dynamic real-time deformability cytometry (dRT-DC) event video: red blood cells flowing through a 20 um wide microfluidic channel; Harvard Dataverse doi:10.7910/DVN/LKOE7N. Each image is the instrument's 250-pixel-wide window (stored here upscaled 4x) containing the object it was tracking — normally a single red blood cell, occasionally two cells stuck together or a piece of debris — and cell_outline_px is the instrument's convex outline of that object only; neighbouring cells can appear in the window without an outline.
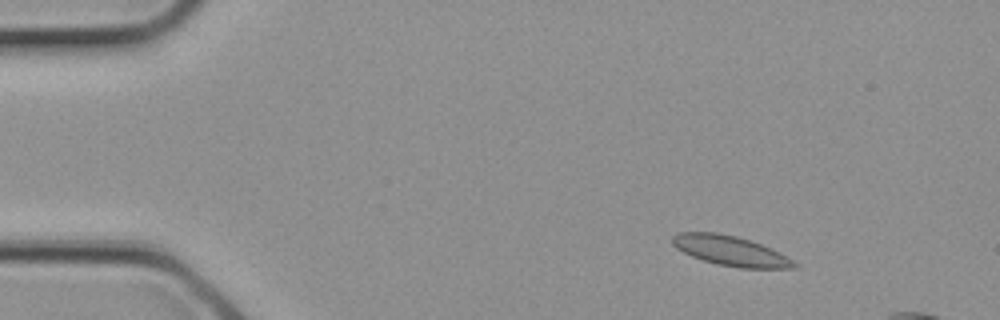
{"species": "common noctule bat (a hibernating species)", "species_latin": "Nyctalus noctula", "temperature_condition": "cold", "stored_images_in_passage": 3, "camera_frame_rate_fps": 3000, "um_per_image_px": 0.085, "animal": {"sex": "female", "body_mass_g": 21.9}, "frame": {"image": 1, "passage_image": 2, "time_ms": 0.333, "image_size_px": [1000, 320], "cell_outline_px": [[800, 268], [740, 268], [716, 264], [692, 256], [676, 248], [672, 244], [672, 236], [676, 232], [716, 232], [736, 236], [772, 248], [780, 252], [800, 264]], "centroid_in_image_um": [62.12, 21.32], "position_along_channel_um": 22.9, "area_um2": 21.33}}